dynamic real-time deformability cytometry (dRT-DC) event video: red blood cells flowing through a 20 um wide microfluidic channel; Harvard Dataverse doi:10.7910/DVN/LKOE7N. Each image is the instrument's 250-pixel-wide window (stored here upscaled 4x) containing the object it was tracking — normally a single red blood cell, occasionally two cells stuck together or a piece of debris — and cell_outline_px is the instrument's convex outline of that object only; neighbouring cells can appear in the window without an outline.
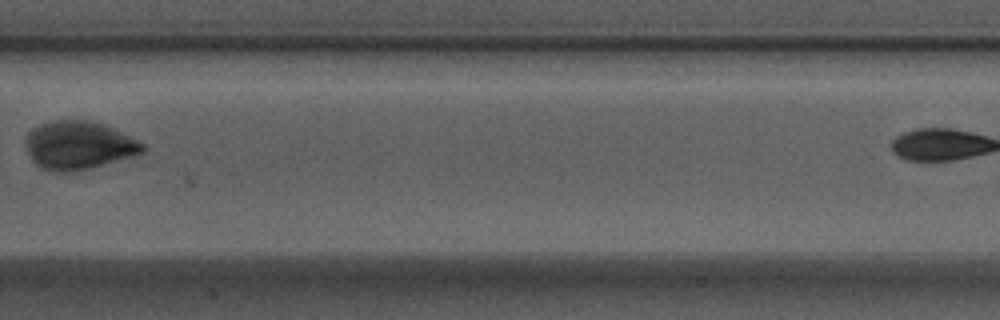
{"species": "Egyptian fruit bat (a non-hibernating species)", "species_latin": "Rousettus aegyptiacus", "temperature_condition": "warm", "stored_images_in_passage": 8, "segment_of_instrument_passage": [1, 2], "camera_frame_rate_fps": 3000, "um_per_image_px": 0.085, "animal": {"sex": "male"}, "frame": {"image": 1, "passage_image": 7, "time_ms": 2.0, "image_size_px": [1000, 320], "cell_outline_px": [[148, 148], [144, 152], [88, 168], [68, 172], [52, 172], [40, 168], [32, 160], [24, 144], [24, 140], [32, 128], [40, 124], [52, 120], [88, 120], [112, 128], [144, 144]], "centroid_in_image_um": [6.62, 12.35], "position_along_channel_um": 200.8, "area_um2": 32.54}}